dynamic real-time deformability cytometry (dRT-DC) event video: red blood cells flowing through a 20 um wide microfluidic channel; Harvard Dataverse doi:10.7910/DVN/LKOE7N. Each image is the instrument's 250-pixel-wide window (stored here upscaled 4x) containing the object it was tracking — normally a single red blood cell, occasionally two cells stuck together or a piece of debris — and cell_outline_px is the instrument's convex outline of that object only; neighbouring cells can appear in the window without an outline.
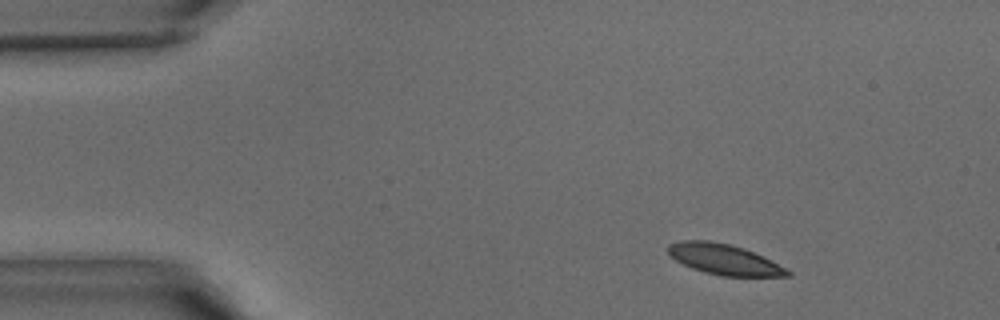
{"species": "common noctule bat (a hibernating species)", "species_latin": "Nyctalus noctula", "temperature_condition": "warm", "stored_images_in_passage": 40, "camera_frame_rate_fps": 3000, "um_per_image_px": 0.085, "animal": {"sex": "male", "body_mass_g": 15.6}, "frame": {"image": 1, "passage_image": 4, "time_ms": 1.0, "image_size_px": [1000, 320], "cell_outline_px": [[792, 276], [724, 276], [704, 272], [692, 268], [676, 260], [668, 252], [668, 244], [680, 240], [708, 240], [732, 244], [744, 248], [792, 272]], "centroid_in_image_um": [61.5, 22.03], "position_along_channel_um": 23.5, "area_um2": 20.92}}
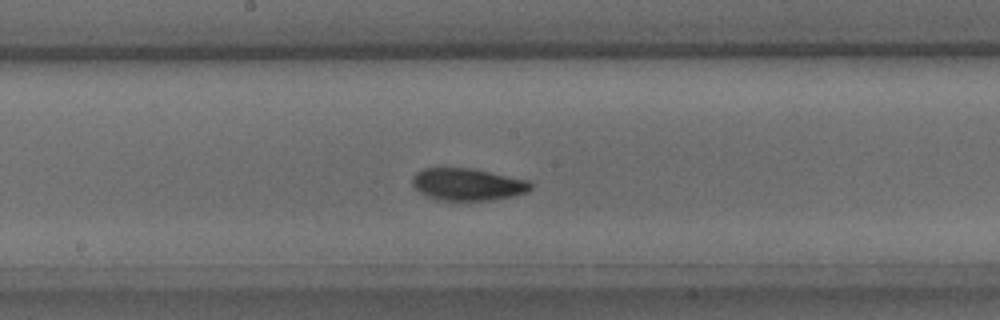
{"frame": {"image": 2, "passage_image": 20, "time_ms": 6.333, "image_size_px": [1000, 320], "cell_outline_px": [[532, 188], [524, 192], [512, 196], [488, 200], [436, 200], [420, 192], [412, 184], [412, 176], [416, 172], [424, 168], [472, 168], [528, 180], [532, 184]], "centroid_in_image_um": [39.71, 15.66], "position_along_channel_um": 208.5, "area_um2": 22.02}}
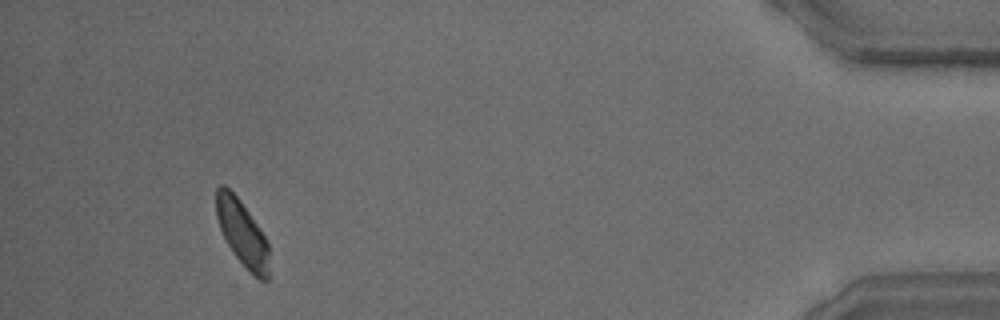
{"frame": {"image": 3, "passage_image": 37, "time_ms": 12.0, "image_size_px": [1000, 320], "cell_outline_px": [[268, 280], [260, 280], [232, 252], [220, 228], [216, 216], [216, 188], [220, 184], [224, 184], [240, 200], [260, 228], [268, 244]], "centroid_in_image_um": [20.57, 19.76], "position_along_channel_um": 414.6, "area_um2": 19.77}}